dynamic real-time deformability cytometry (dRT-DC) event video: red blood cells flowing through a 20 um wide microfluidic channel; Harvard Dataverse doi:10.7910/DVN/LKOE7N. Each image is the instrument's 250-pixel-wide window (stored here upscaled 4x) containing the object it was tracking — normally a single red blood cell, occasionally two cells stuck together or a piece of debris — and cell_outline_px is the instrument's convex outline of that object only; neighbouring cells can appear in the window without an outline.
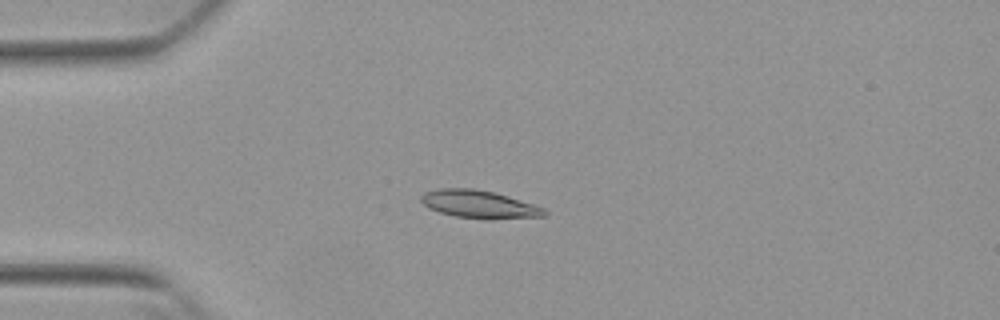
{"species": "Egyptian fruit bat (a non-hibernating species)", "species_latin": "Rousettus aegyptiacus", "temperature_condition": "warm", "stored_images_in_passage": 44, "camera_frame_rate_fps": 3000, "um_per_image_px": 0.085, "animal": {"sex": "female"}, "frame": {"image": 1, "passage_image": 5, "time_ms": 1.333, "image_size_px": [1000, 320], "cell_outline_px": [[548, 216], [492, 220], [488, 220], [456, 216], [440, 212], [428, 208], [420, 200], [420, 196], [424, 192], [440, 188], [476, 188], [508, 196], [544, 208], [548, 212]], "centroid_in_image_um": [40.74, 17.37], "position_along_channel_um": 44.3, "area_um2": 20.23}}
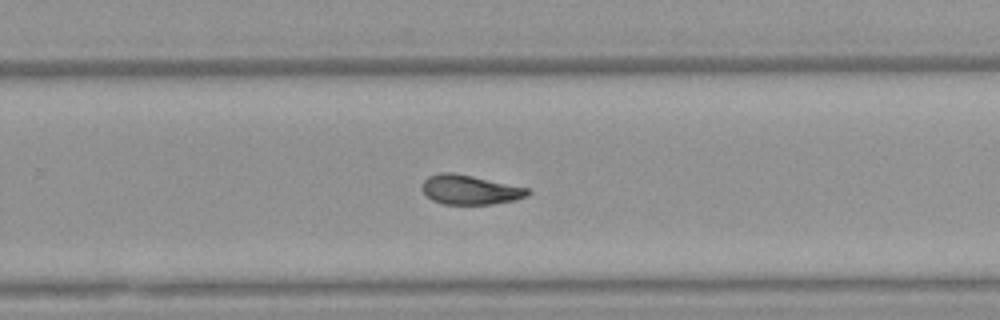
{"frame": {"image": 2, "passage_image": 26, "time_ms": 8.333, "image_size_px": [1000, 320], "cell_outline_px": [[532, 192], [528, 196], [516, 200], [492, 204], [444, 204], [432, 200], [420, 188], [424, 180], [428, 176], [440, 172], [452, 172], [472, 176], [528, 188]], "centroid_in_image_um": [39.95, 16.13], "position_along_channel_um": 289.9, "area_um2": 18.15}}
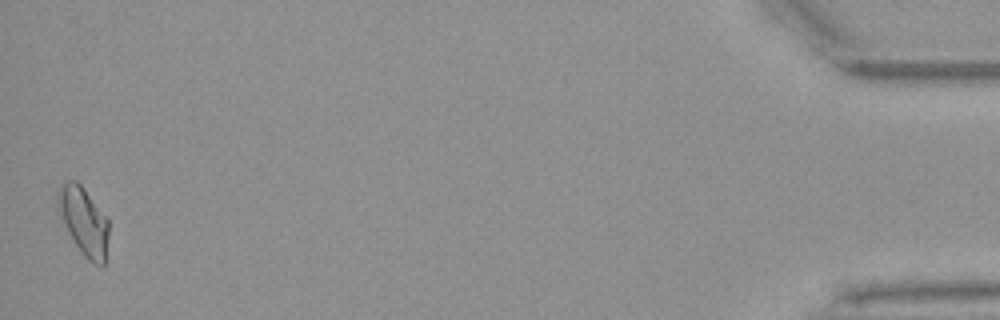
{"frame": {"image": 3, "passage_image": 44, "time_ms": 14.333, "image_size_px": [1000, 320], "cell_outline_px": [[108, 236], [104, 264], [100, 268], [88, 260], [80, 252], [56, 208], [56, 192], [60, 184], [68, 180], [76, 180], [80, 184], [108, 220]], "centroid_in_image_um": [7.08, 18.79], "position_along_channel_um": 428.1, "area_um2": 20.0}, "authors_computed_cell_mechanics": {"area_um2": 18.496, "velocity_mm_per_s": 3.8376, "shape_relaxation_time_tau1_ms": null, "shape_relaxation_time_tau2_ms": 3.9322, "deformation_change_tau1": null, "deformation_change_tau2": 0.0975}}